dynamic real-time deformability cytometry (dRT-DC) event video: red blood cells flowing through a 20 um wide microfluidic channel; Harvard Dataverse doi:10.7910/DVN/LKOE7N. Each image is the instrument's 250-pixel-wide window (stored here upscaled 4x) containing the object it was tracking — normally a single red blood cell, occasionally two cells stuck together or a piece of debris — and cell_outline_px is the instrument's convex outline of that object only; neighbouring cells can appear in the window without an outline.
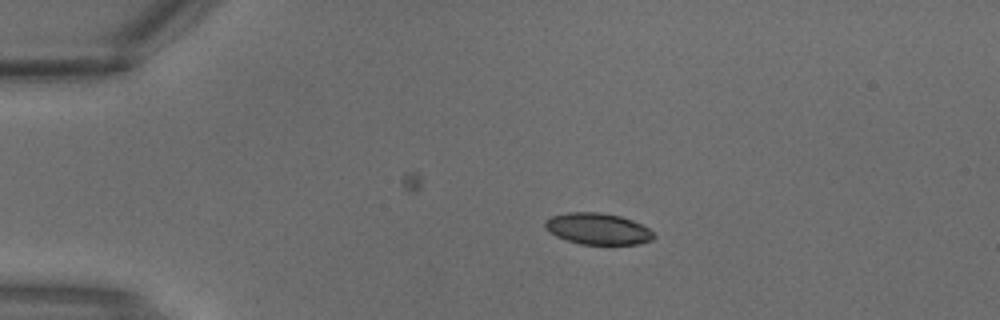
{"species": "common noctule bat (a hibernating species)", "species_latin": "Nyctalus noctula", "temperature_condition": "warm", "stored_images_in_passage": 2, "camera_frame_rate_fps": 3000, "um_per_image_px": 0.085, "animal": {"sex": "male", "body_mass_g": 18.8}, "frame": {"image": 1, "passage_image": 1, "time_ms": 0.0, "image_size_px": [1000, 320], "cell_outline_px": [[656, 236], [652, 240], [640, 244], [580, 244], [556, 236], [548, 232], [544, 224], [544, 220], [552, 216], [568, 212], [600, 212], [620, 216], [632, 220], [648, 228]], "centroid_in_image_um": [50.8, 19.44], "position_along_channel_um": 34.2, "area_um2": 19.88}}